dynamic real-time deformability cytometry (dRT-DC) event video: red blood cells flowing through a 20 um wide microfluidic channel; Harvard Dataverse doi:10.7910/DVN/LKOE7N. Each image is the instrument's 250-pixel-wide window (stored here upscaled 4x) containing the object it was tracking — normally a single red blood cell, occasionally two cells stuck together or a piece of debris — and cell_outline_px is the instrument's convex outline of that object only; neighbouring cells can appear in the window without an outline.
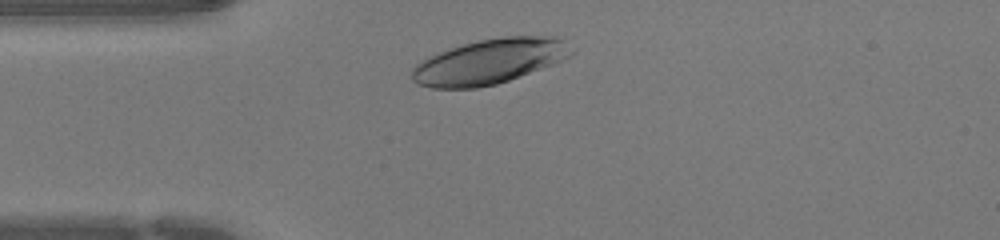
{"species": "human", "species_latin": "Homo sapiens", "temperature_condition": "warm", "stored_images_in_passage": 28, "camera_frame_rate_fps": 3000, "um_per_image_px": 0.085, "donor": {"sex": "female"}, "frame": {"image": 1, "passage_image": 3, "time_ms": 0.667, "image_size_px": [1000, 240], "cell_outline_px": [[576, 52], [552, 64], [508, 80], [496, 84], [476, 88], [432, 88], [416, 84], [412, 80], [412, 68], [416, 64], [440, 52], [464, 44], [480, 40], [504, 36], [552, 36], [560, 40]], "centroid_in_image_um": [41.57, 5.24], "position_along_channel_um": 43.4, "area_um2": 41.04}}
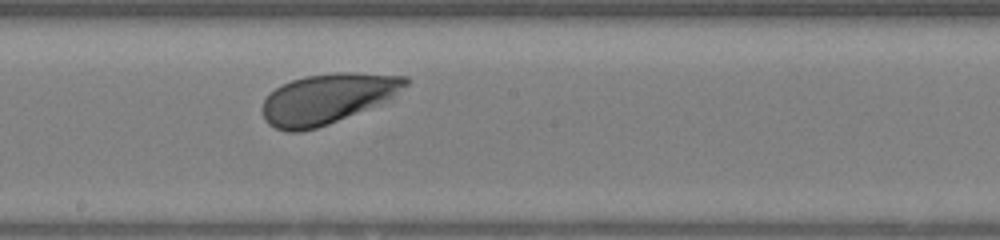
{"frame": {"image": 2, "passage_image": 16, "time_ms": 5.0, "image_size_px": [1000, 240], "cell_outline_px": [[408, 84], [392, 96], [384, 100], [328, 124], [316, 128], [300, 132], [288, 132], [276, 128], [268, 124], [264, 120], [264, 100], [276, 88], [292, 80], [304, 76], [336, 72], [356, 72], [408, 76]], "centroid_in_image_um": [27.8, 8.37], "position_along_channel_um": 220.4, "area_um2": 40.92}}
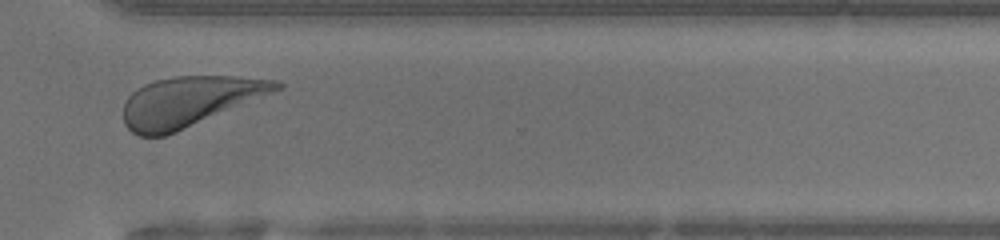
{"frame": {"image": 3, "passage_image": 25, "time_ms": 8.0, "image_size_px": [1000, 240], "cell_outline_px": [[284, 88], [176, 132], [164, 136], [136, 136], [124, 124], [124, 104], [128, 96], [132, 92], [144, 84], [156, 80], [172, 76], [232, 76], [280, 80], [284, 84]], "centroid_in_image_um": [16.11, 8.61], "position_along_channel_um": 354.5, "area_um2": 44.51}}